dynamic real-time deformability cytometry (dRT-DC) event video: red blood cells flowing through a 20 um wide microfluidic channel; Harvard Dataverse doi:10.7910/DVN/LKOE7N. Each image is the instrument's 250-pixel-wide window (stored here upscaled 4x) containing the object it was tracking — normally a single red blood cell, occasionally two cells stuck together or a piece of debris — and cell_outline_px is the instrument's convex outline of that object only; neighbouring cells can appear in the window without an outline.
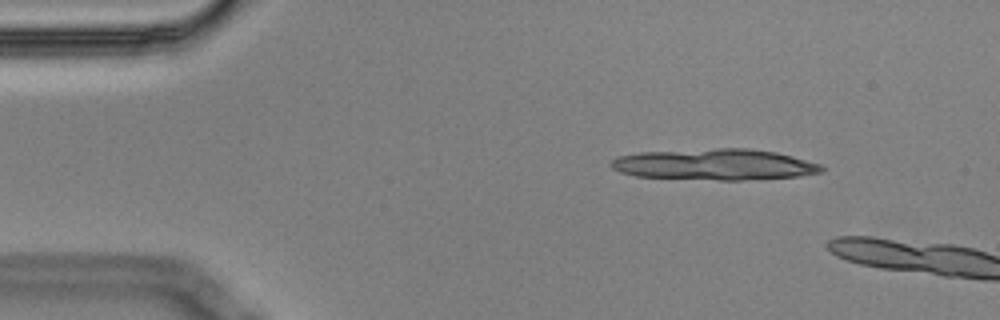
{"species": "Egyptian fruit bat (a non-hibernating species)", "species_latin": "Rousettus aegyptiacus", "temperature_condition": "cold", "stored_images_in_passage": 2, "camera_frame_rate_fps": 3000, "um_per_image_px": 0.085, "animal": {"sex": "male"}, "frame": {"image": 1, "passage_image": 1, "time_ms": 0.0, "image_size_px": [1000, 320], "cell_outline_px": [[824, 172], [800, 176], [740, 180], [720, 180], [636, 176], [620, 172], [612, 168], [608, 164], [616, 156], [640, 152], [716, 148], [748, 148], [776, 152], [792, 156], [820, 164], [824, 168]], "centroid_in_image_um": [60.74, 13.97], "position_along_channel_um": 24.3, "area_um2": 38.26}}